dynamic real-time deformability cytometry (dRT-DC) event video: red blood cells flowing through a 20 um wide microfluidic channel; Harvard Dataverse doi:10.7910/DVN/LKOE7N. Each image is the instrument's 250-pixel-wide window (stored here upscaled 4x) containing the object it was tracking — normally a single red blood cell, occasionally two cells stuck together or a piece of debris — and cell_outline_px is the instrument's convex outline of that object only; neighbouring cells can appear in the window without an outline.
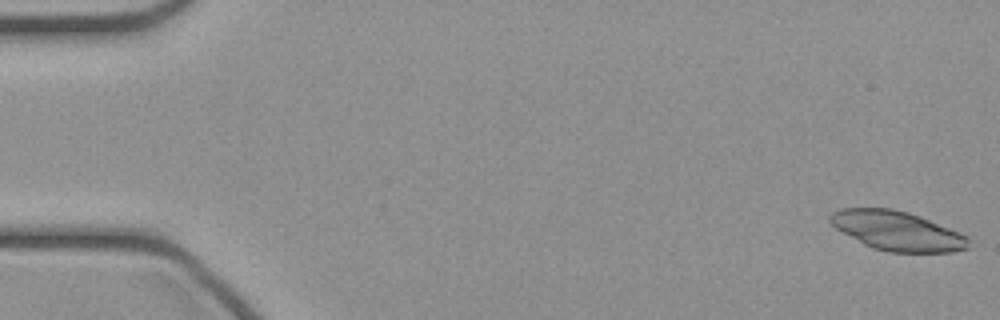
{"species": "common noctule bat (a hibernating species)", "species_latin": "Nyctalus noctula", "temperature_condition": "cold", "stored_images_in_passage": 46, "camera_frame_rate_fps": 3000, "um_per_image_px": 0.085, "animal": {"sex": "female", "body_mass_g": 21.9}, "frame": {"image": 1, "passage_image": 1, "time_ms": 0.0, "image_size_px": [1000, 320], "cell_outline_px": [[968, 248], [952, 252], [888, 252], [872, 248], [864, 244], [836, 228], [828, 220], [828, 216], [832, 212], [840, 208], [892, 208], [908, 212], [920, 216], [960, 232], [968, 236]], "centroid_in_image_um": [76.25, 19.61], "position_along_channel_um": 8.7, "area_um2": 31.67}}
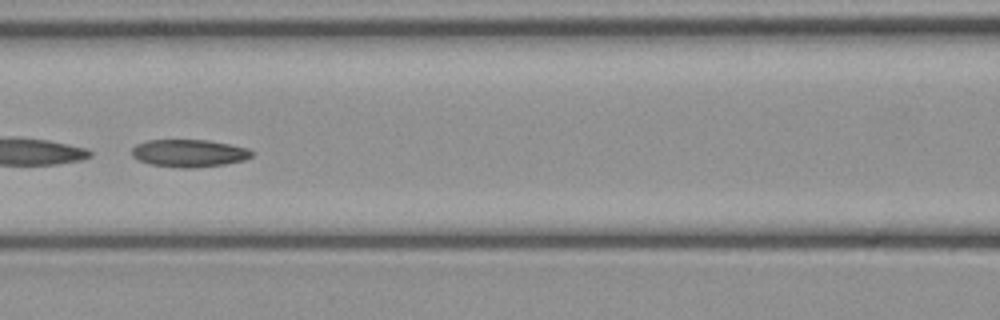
{"frame": {"image": 2, "passage_image": 21, "time_ms": 6.667, "image_size_px": [1000, 320], "cell_outline_px": [[252, 156], [244, 160], [224, 164], [196, 168], [180, 168], [148, 164], [132, 156], [132, 148], [136, 144], [148, 140], [208, 140], [248, 148], [252, 152]], "centroid_in_image_um": [16.05, 13.02], "position_along_channel_um": 150.6, "area_um2": 19.25}}
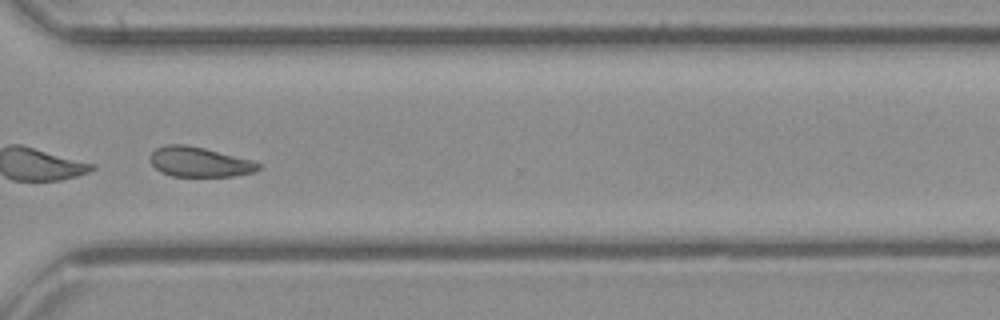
{"frame": {"image": 3, "passage_image": 35, "time_ms": 11.333, "image_size_px": [1000, 320], "cell_outline_px": [[260, 168], [256, 172], [232, 176], [172, 176], [160, 172], [148, 160], [148, 156], [156, 148], [164, 144], [184, 144], [204, 148], [252, 160], [260, 164]], "centroid_in_image_um": [16.91, 13.76], "position_along_channel_um": 353.7, "area_um2": 18.96}}